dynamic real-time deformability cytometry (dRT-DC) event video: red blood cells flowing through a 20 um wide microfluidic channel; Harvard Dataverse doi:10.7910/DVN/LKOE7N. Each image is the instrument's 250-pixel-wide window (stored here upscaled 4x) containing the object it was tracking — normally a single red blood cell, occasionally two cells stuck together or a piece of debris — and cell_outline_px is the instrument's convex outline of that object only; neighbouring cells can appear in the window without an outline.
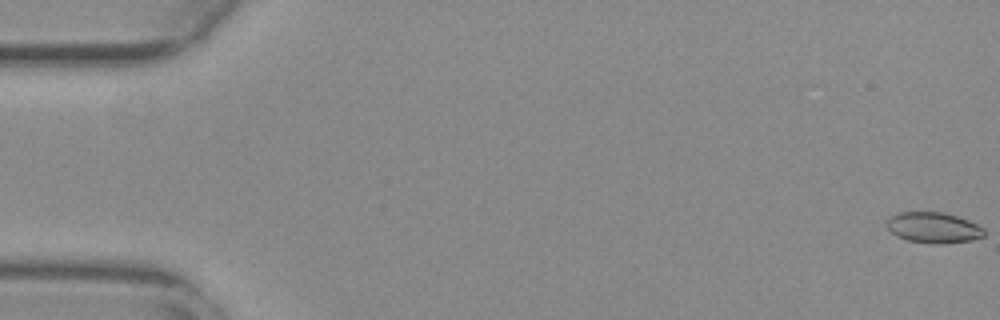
{"species": "common noctule bat (a hibernating species)", "species_latin": "Nyctalus noctula", "temperature_condition": "warm", "stored_images_in_passage": 57, "camera_frame_rate_fps": 3000, "um_per_image_px": 0.085, "animal": {"sex": "female", "body_mass_g": 29.2, "forearm_length_mm": 56.3}, "frame": {"image": 1, "passage_image": 1, "time_ms": 0.0, "image_size_px": [1000, 320], "cell_outline_px": [[984, 236], [972, 240], [944, 244], [932, 244], [908, 240], [896, 236], [884, 224], [888, 216], [900, 212], [944, 212], [968, 220], [984, 228]], "centroid_in_image_um": [79.31, 19.35], "position_along_channel_um": 5.7, "area_um2": 17.63}}